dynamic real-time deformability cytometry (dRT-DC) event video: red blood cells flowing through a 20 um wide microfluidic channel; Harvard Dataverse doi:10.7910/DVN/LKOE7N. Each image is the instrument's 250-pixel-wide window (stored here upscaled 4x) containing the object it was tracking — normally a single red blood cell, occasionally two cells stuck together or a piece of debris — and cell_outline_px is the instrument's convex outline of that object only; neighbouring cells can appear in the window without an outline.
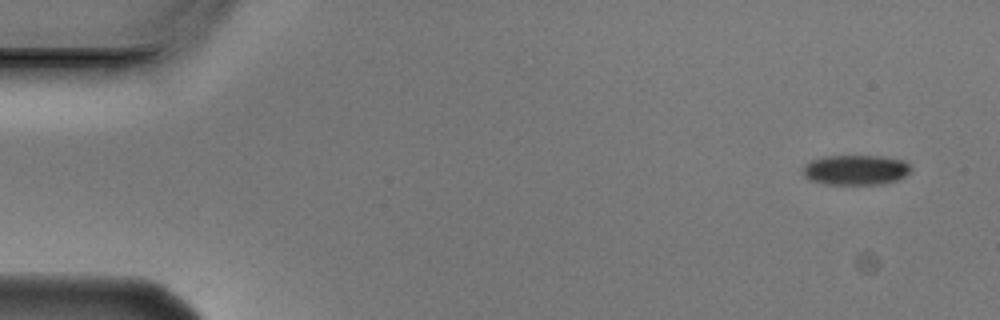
{"species": "Egyptian fruit bat (a non-hibernating species)", "species_latin": "Rousettus aegyptiacus", "temperature_condition": "cold", "stored_images_in_passage": 10, "camera_frame_rate_fps": 3000, "um_per_image_px": 0.085, "animal": {"sex": "male"}, "frame": {"image": 1, "passage_image": 1, "time_ms": 0.0, "image_size_px": [1000, 320], "cell_outline_px": [[912, 172], [896, 180], [884, 184], [824, 184], [812, 180], [804, 176], [800, 172], [800, 168], [808, 160], [824, 156], [880, 156], [904, 160], [912, 168]], "centroid_in_image_um": [72.69, 14.43], "position_along_channel_um": 12.3, "area_um2": 19.25}}
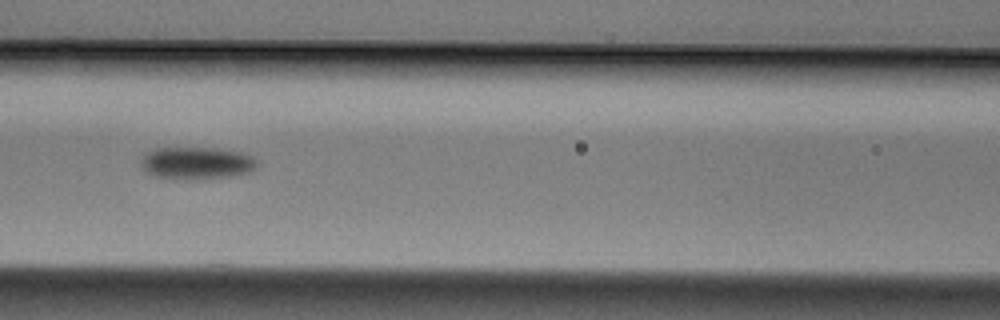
{"frame": {"image": 2, "passage_image": 6, "time_ms": 1.667, "image_size_px": [1000, 320], "cell_outline_px": [[260, 164], [252, 172], [232, 176], [188, 180], [172, 180], [152, 176], [144, 172], [140, 164], [140, 160], [148, 152], [156, 148], [216, 148], [240, 152], [252, 156]], "centroid_in_image_um": [16.7, 13.89], "position_along_channel_um": 149.9, "area_um2": 22.43}}
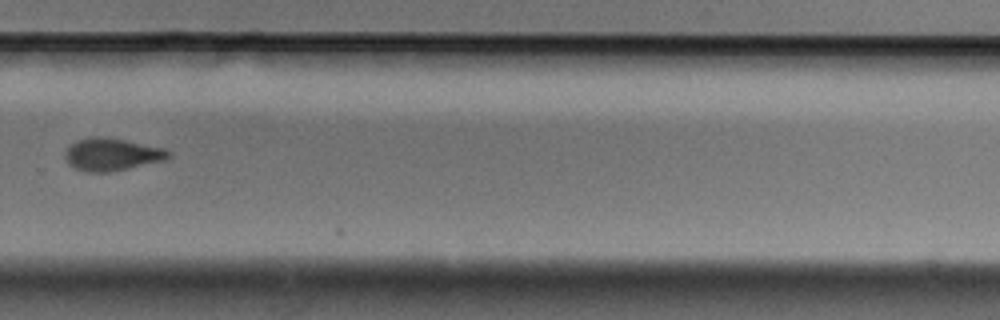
{"frame": {"image": 3, "passage_image": 10, "time_ms": 3.0, "image_size_px": [1000, 320], "cell_outline_px": [[172, 156], [164, 160], [128, 168], [108, 172], [84, 172], [68, 164], [64, 156], [64, 152], [76, 140], [92, 136], [108, 136], [164, 148], [172, 152]], "centroid_in_image_um": [9.5, 13.11], "position_along_channel_um": 320.3, "area_um2": 19.77}}